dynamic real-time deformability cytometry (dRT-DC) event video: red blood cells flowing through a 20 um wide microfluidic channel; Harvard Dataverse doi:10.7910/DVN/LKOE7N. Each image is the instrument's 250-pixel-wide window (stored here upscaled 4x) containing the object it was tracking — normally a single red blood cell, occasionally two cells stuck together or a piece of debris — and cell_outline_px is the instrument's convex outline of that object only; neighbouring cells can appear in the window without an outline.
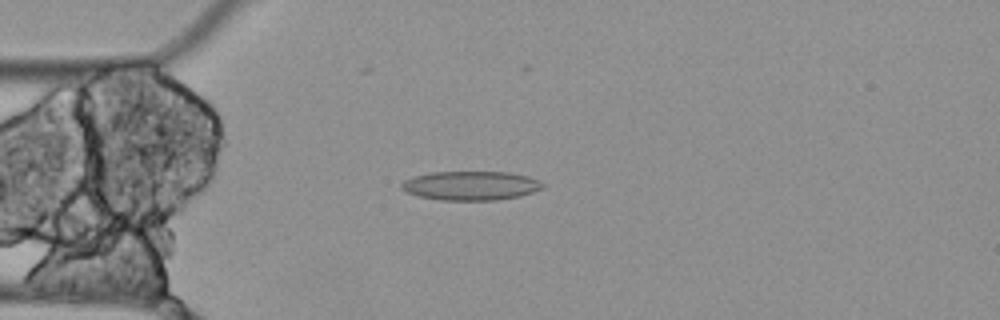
{"species": "Egyptian fruit bat (a non-hibernating species)", "species_latin": "Rousettus aegyptiacus", "temperature_condition": "cold", "stored_images_in_passage": 2, "camera_frame_rate_fps": 3000, "um_per_image_px": 0.085, "animal": {"sex": "female"}, "frame": {"image": 1, "passage_image": 1, "time_ms": 0.0, "image_size_px": [1000, 320], "cell_outline_px": [[544, 188], [520, 196], [496, 200], [440, 200], [420, 196], [404, 192], [400, 188], [400, 184], [404, 180], [412, 176], [432, 172], [508, 172], [528, 176], [540, 180], [544, 184]], "centroid_in_image_um": [40.0, 15.78], "position_along_channel_um": 45.0, "area_um2": 24.1}}